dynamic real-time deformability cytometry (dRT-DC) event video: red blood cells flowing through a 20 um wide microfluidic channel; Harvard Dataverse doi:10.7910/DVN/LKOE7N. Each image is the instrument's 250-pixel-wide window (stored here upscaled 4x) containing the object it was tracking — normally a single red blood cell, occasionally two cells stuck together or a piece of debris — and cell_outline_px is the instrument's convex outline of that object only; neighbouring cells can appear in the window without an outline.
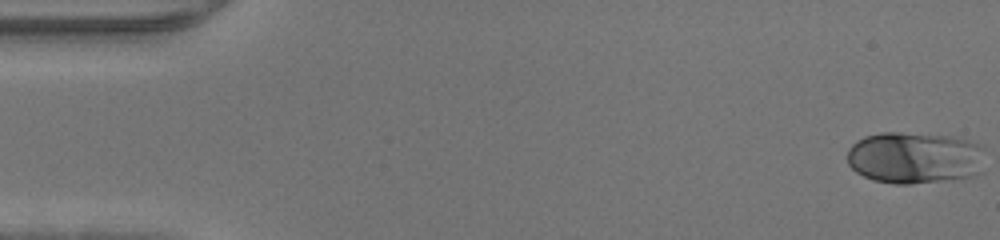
{"species": "human", "species_latin": "Homo sapiens", "temperature_condition": "warm", "stored_images_in_passage": 46, "camera_frame_rate_fps": 3000, "um_per_image_px": 0.085, "donor": {"sex": "male"}, "frame": {"image": 1, "passage_image": 1, "time_ms": 0.0, "image_size_px": [1000, 240], "cell_outline_px": [[984, 172], [976, 176], [908, 184], [896, 184], [872, 180], [856, 172], [848, 164], [848, 148], [856, 140], [864, 136], [880, 132], [900, 132], [948, 136], [964, 140], [976, 144], [984, 148]], "centroid_in_image_um": [77.75, 13.41], "position_along_channel_um": 7.2, "area_um2": 42.02}}
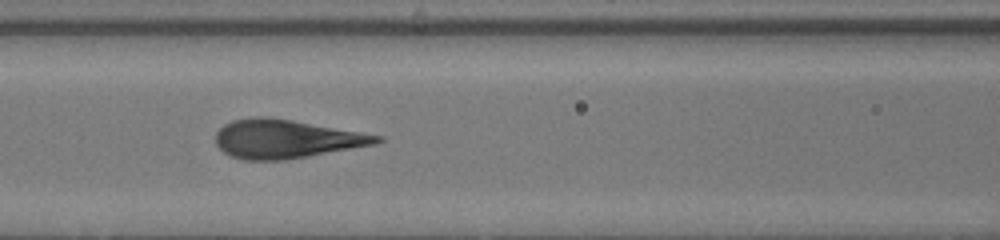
{"frame": {"image": 2, "passage_image": 20, "time_ms": 6.333, "image_size_px": [1000, 240], "cell_outline_px": [[384, 140], [376, 144], [308, 156], [284, 160], [244, 160], [232, 156], [224, 152], [216, 144], [216, 132], [224, 124], [232, 120], [256, 116], [264, 116], [292, 120], [384, 136]], "centroid_in_image_um": [24.31, 11.8], "position_along_channel_um": 142.3, "area_um2": 36.13}}
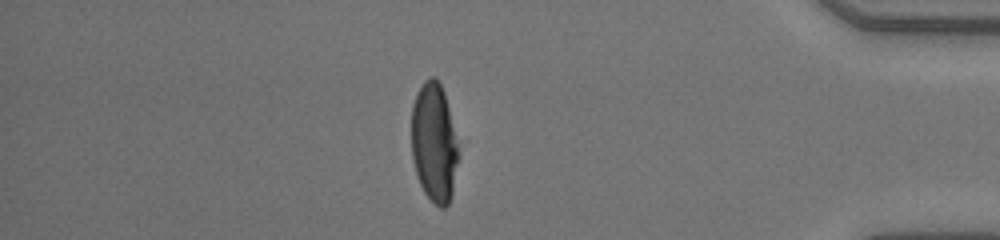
{"frame": {"image": 3, "passage_image": 40, "time_ms": 13.0, "image_size_px": [1000, 240], "cell_outline_px": [[456, 164], [452, 196], [448, 204], [444, 208], [440, 208], [424, 192], [420, 184], [412, 160], [412, 104], [424, 80], [432, 76], [440, 84], [444, 92], [448, 108], [456, 144]], "centroid_in_image_um": [36.86, 12.15], "position_along_channel_um": 398.3, "area_um2": 31.62}}